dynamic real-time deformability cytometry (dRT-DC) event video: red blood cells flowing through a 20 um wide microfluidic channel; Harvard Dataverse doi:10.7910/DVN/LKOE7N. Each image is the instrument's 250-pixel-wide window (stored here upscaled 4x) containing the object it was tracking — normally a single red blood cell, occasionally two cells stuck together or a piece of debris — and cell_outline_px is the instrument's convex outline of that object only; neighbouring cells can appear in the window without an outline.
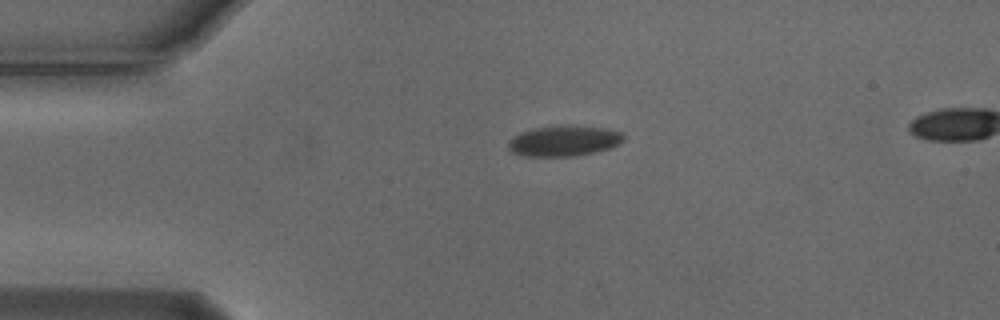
{"species": "Egyptian fruit bat (a non-hibernating species)", "species_latin": "Rousettus aegyptiacus", "temperature_condition": "cold", "stored_images_in_passage": 3, "segment_of_instrument_passage": [1, 2], "camera_frame_rate_fps": 3000, "um_per_image_px": 0.085, "animal": {"sex": "male"}, "frame": {"image": 1, "passage_image": 1, "time_ms": 0.0, "image_size_px": [1000, 320], "cell_outline_px": [[624, 140], [620, 144], [612, 148], [576, 156], [520, 156], [512, 152], [508, 148], [508, 140], [512, 136], [520, 132], [536, 128], [560, 124], [608, 128], [620, 132], [624, 136]], "centroid_in_image_um": [47.93, 11.97], "position_along_channel_um": 37.1, "area_um2": 20.98}}